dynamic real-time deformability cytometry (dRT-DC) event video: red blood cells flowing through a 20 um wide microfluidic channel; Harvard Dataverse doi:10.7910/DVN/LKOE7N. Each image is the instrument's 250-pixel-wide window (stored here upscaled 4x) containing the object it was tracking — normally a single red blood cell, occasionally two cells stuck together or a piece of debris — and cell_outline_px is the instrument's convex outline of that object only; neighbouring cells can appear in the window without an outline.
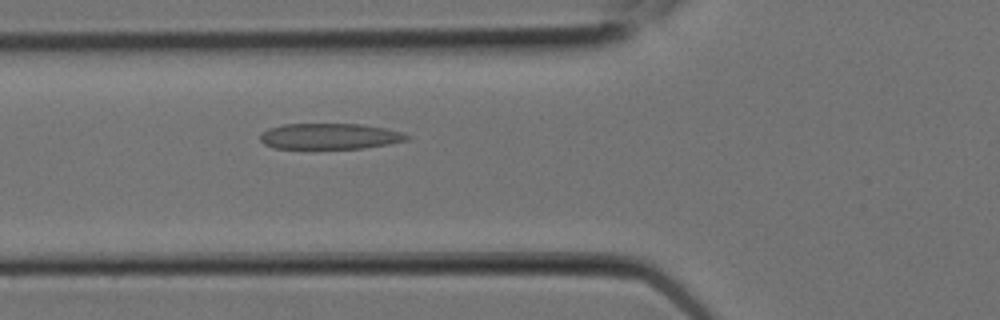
{"species": "Egyptian fruit bat (a non-hibernating species)", "species_latin": "Rousettus aegyptiacus", "temperature_condition": "room temperature", "stored_images_in_passage": 7, "camera_frame_rate_fps": 3000, "um_per_image_px": 0.085, "animal": {"sex": "female"}, "frame": {"image": 1, "passage_image": 7, "time_ms": 2.0, "image_size_px": [1000, 320], "cell_outline_px": [[408, 140], [388, 144], [364, 148], [276, 148], [264, 144], [260, 140], [260, 132], [268, 128], [284, 124], [360, 124], [384, 128], [404, 132], [408, 136]], "centroid_in_image_um": [28.01, 11.58], "position_along_channel_um": 97.8, "area_um2": 22.02}}